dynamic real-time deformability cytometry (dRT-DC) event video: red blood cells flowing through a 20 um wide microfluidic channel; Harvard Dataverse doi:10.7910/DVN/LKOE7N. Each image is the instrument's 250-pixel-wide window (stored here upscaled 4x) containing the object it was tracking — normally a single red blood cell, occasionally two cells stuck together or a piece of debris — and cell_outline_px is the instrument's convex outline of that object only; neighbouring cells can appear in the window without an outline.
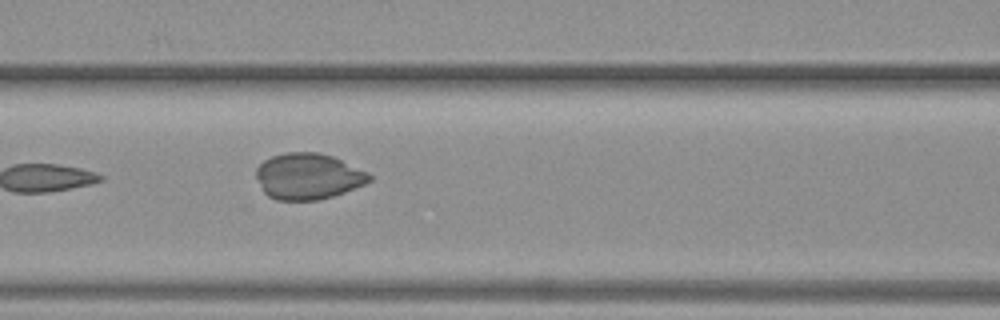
{"species": "common noctule bat (a hibernating species)", "species_latin": "Nyctalus noctula", "temperature_condition": "warm", "stored_images_in_passage": 5, "camera_frame_rate_fps": 3000, "um_per_image_px": 0.085, "animal": {"sex": "female", "body_mass_g": 19.3, "forearm_length_mm": 54.1}, "frame": {"image": 1, "passage_image": 5, "time_ms": 5.0, "image_size_px": [1000, 320], "cell_outline_px": [[372, 180], [364, 184], [344, 192], [320, 200], [276, 200], [268, 196], [264, 192], [256, 176], [256, 168], [264, 160], [272, 156], [284, 152], [320, 152], [332, 156], [368, 172], [372, 176]], "centroid_in_image_um": [26.18, 14.98], "position_along_channel_um": 140.4, "area_um2": 30.4}}